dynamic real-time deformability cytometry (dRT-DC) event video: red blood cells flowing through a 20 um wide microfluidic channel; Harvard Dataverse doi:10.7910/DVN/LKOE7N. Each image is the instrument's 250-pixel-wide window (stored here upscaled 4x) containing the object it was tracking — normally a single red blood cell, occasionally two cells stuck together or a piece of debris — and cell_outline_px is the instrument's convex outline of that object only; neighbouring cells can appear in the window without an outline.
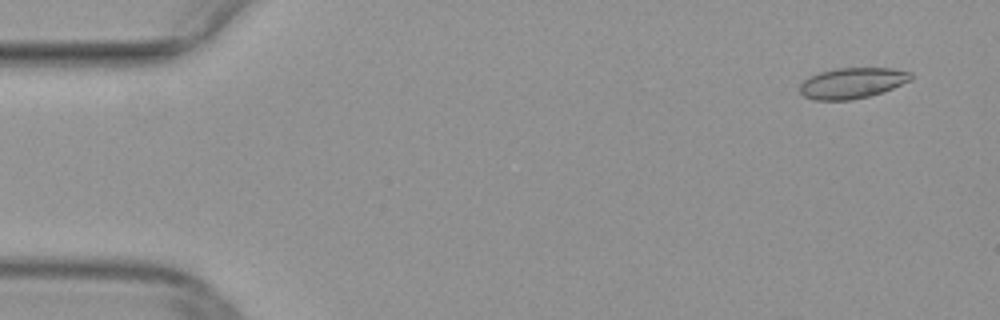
{"species": "common noctule bat (a hibernating species)", "species_latin": "Nyctalus noctula", "temperature_condition": "warm", "stored_images_in_passage": 7, "camera_frame_rate_fps": 3000, "um_per_image_px": 0.085, "animal": {"sex": "female", "body_mass_g": 29.2, "forearm_length_mm": 56.3}, "frame": {"image": 1, "passage_image": 2, "time_ms": 0.333, "image_size_px": [1000, 320], "cell_outline_px": [[912, 80], [892, 88], [868, 96], [852, 100], [816, 100], [804, 96], [800, 92], [800, 84], [808, 76], [820, 72], [836, 68], [892, 68], [912, 72]], "centroid_in_image_um": [72.43, 7.05], "position_along_channel_um": 12.6, "area_um2": 19.88}}